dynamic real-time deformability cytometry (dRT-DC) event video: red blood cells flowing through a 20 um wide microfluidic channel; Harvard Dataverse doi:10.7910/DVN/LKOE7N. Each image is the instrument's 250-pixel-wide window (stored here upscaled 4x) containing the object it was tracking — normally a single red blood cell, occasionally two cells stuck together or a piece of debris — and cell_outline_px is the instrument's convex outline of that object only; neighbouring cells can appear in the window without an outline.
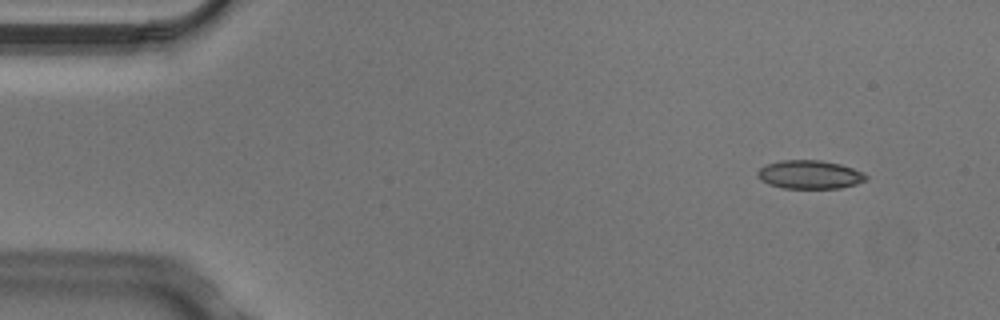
{"species": "Egyptian fruit bat (a non-hibernating species)", "species_latin": "Rousettus aegyptiacus", "temperature_condition": "cold", "stored_images_in_passage": 5, "camera_frame_rate_fps": 3000, "um_per_image_px": 0.085, "animal": {"sex": "male"}, "frame": {"image": 1, "passage_image": 1, "time_ms": 0.0, "image_size_px": [1000, 320], "cell_outline_px": [[868, 176], [864, 180], [856, 184], [840, 188], [784, 188], [768, 184], [760, 180], [756, 176], [756, 172], [764, 164], [780, 160], [820, 160], [840, 164], [852, 168]], "centroid_in_image_um": [68.75, 14.83], "position_along_channel_um": 16.3, "area_um2": 18.03}}
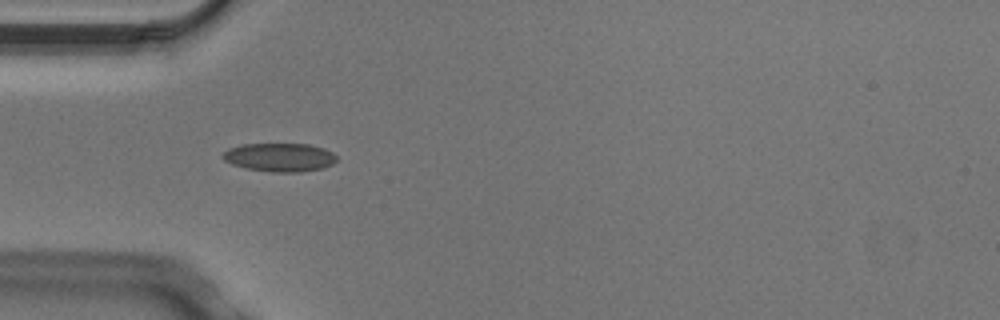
{"frame": {"image": 2, "passage_image": 4, "time_ms": 1.0, "image_size_px": [1000, 320], "cell_outline_px": [[336, 160], [332, 164], [324, 168], [300, 172], [272, 172], [244, 168], [232, 164], [224, 160], [220, 156], [228, 148], [244, 144], [308, 144], [324, 148], [332, 152], [336, 156]], "centroid_in_image_um": [23.76, 13.37], "position_along_channel_um": 61.2, "area_um2": 19.02}}
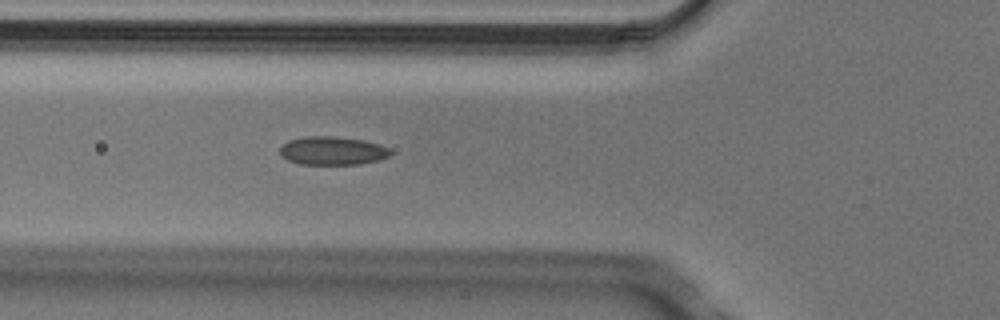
{"frame": {"image": 3, "passage_image": 5, "time_ms": 1.333, "image_size_px": [1000, 320], "cell_outline_px": [[392, 152], [388, 156], [380, 160], [360, 164], [300, 164], [288, 160], [280, 156], [280, 148], [288, 140], [304, 136], [336, 136], [364, 140], [380, 144], [388, 148]], "centroid_in_image_um": [28.26, 12.81], "position_along_channel_um": 97.5, "area_um2": 18.44}}